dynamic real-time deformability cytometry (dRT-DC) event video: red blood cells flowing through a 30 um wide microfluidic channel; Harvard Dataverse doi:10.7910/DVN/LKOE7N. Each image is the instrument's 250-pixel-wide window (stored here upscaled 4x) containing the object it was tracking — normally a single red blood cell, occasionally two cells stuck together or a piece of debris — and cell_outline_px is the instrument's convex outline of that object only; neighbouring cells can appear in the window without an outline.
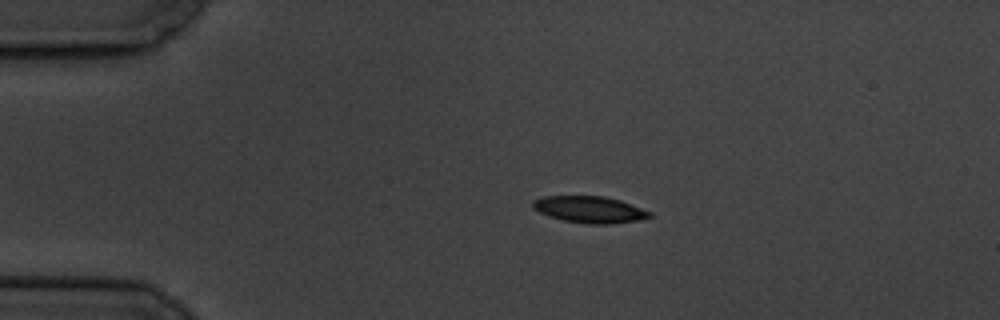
{"species": "common noctule bat (a hibernating species)", "species_latin": "Nyctalus noctula", "temperature_condition": "cold", "stored_images_in_passage": 9, "camera_frame_rate_fps": 3000, "um_per_image_px": 0.085, "animal": {"sex": "male", "body_mass_g": 19.5, "forearm_length_mm": 54.6}, "frame": {"image": 1, "passage_image": 1, "time_ms": 0.0, "image_size_px": [1000, 320], "cell_outline_px": [[652, 216], [636, 220], [612, 224], [588, 224], [564, 220], [548, 216], [532, 208], [532, 200], [544, 196], [604, 196], [620, 200], [652, 212]], "centroid_in_image_um": [50.09, 17.8], "position_along_channel_um": 34.9, "area_um2": 18.09}}
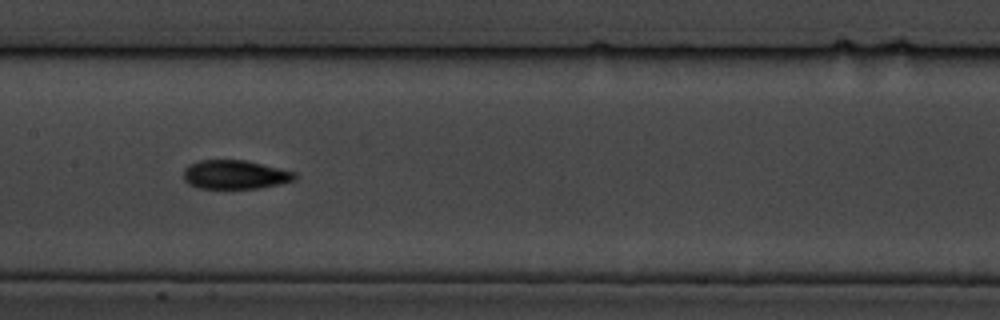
{"frame": {"image": 2, "passage_image": 6, "time_ms": 5.667, "image_size_px": [1000, 320], "cell_outline_px": [[296, 176], [292, 180], [280, 184], [260, 188], [200, 188], [188, 184], [184, 180], [184, 168], [188, 164], [200, 160], [244, 160], [296, 172]], "centroid_in_image_um": [19.94, 14.84], "position_along_channel_um": 187.5, "area_um2": 18.61}}
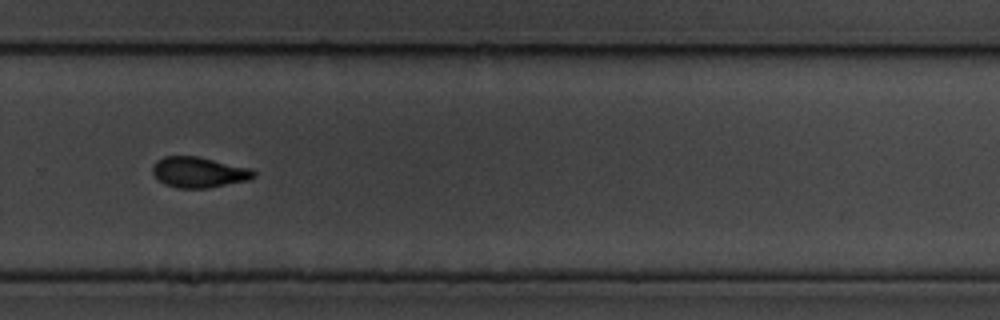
{"frame": {"image": 3, "passage_image": 9, "time_ms": 9.333, "image_size_px": [1000, 320], "cell_outline_px": [[256, 176], [248, 180], [208, 188], [176, 188], [164, 184], [152, 172], [152, 168], [156, 160], [164, 156], [196, 156], [248, 168], [256, 172]], "centroid_in_image_um": [16.87, 14.65], "position_along_channel_um": 312.9, "area_um2": 17.86}}